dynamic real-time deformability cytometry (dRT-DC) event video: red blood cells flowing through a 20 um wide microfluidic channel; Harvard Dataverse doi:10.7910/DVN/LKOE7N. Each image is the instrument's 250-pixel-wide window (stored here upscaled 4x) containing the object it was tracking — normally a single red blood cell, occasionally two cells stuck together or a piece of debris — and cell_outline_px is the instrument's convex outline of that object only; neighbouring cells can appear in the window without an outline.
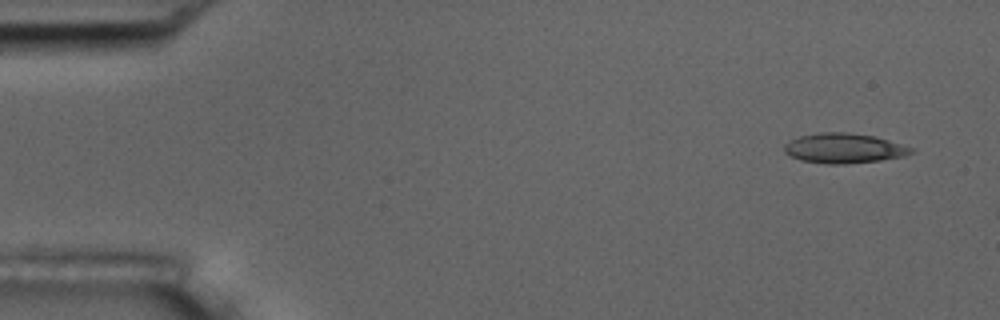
{"species": "common noctule bat (a hibernating species)", "species_latin": "Nyctalus noctula", "temperature_condition": "room temperature", "stored_images_in_passage": 3, "camera_frame_rate_fps": 3000, "um_per_image_px": 0.085, "animal": {"sex": "male", "body_mass_g": 17.5, "forearm_length_mm": 52.3}, "frame": {"image": 1, "passage_image": 1, "time_ms": 0.0, "image_size_px": [1000, 320], "cell_outline_px": [[916, 148], [912, 152], [904, 156], [880, 160], [844, 164], [828, 164], [800, 160], [784, 152], [784, 144], [788, 140], [800, 136], [816, 132], [848, 132], [876, 136]], "centroid_in_image_um": [71.73, 12.59], "position_along_channel_um": 13.3, "area_um2": 22.31}}